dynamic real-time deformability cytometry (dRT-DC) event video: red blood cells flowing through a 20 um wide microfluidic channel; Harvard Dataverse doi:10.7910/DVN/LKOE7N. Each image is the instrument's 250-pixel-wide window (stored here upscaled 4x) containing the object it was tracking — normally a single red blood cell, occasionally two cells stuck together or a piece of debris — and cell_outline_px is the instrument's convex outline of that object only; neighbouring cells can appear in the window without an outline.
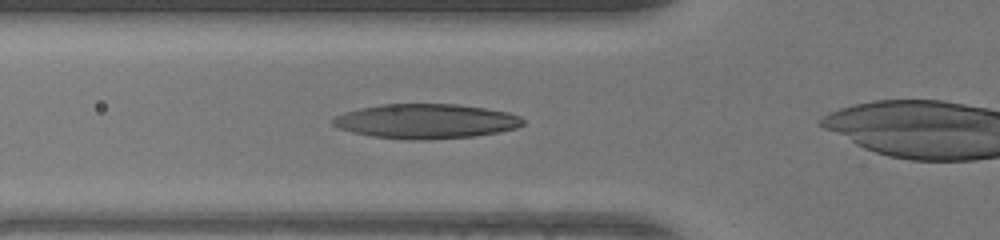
{"species": "human", "species_latin": "Homo sapiens", "temperature_condition": "warm", "stored_images_in_passage": 29, "camera_frame_rate_fps": 3000, "um_per_image_px": 0.085, "donor": {"sex": "female"}, "frame": {"image": 1, "passage_image": 2, "time_ms": 0.333, "image_size_px": [1000, 240], "cell_outline_px": [[524, 124], [516, 128], [496, 132], [472, 136], [424, 140], [408, 140], [372, 136], [352, 132], [340, 128], [332, 124], [332, 120], [336, 116], [344, 112], [360, 108], [380, 104], [460, 104], [508, 112], [520, 116], [524, 120]], "centroid_in_image_um": [36.2, 10.3], "position_along_channel_um": 89.6, "area_um2": 38.26}}
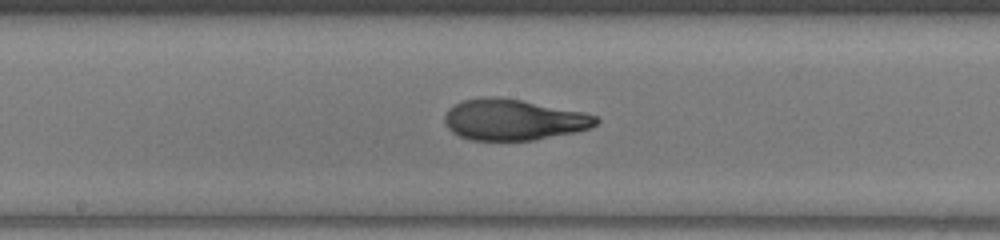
{"frame": {"image": 2, "passage_image": 10, "time_ms": 3.0, "image_size_px": [1000, 240], "cell_outline_px": [[600, 120], [592, 128], [576, 132], [536, 140], [472, 140], [460, 136], [452, 132], [444, 124], [444, 116], [448, 108], [464, 100], [484, 96], [496, 96], [520, 100], [584, 112], [596, 116]], "centroid_in_image_um": [43.64, 10.18], "position_along_channel_um": 204.6, "area_um2": 36.3}}
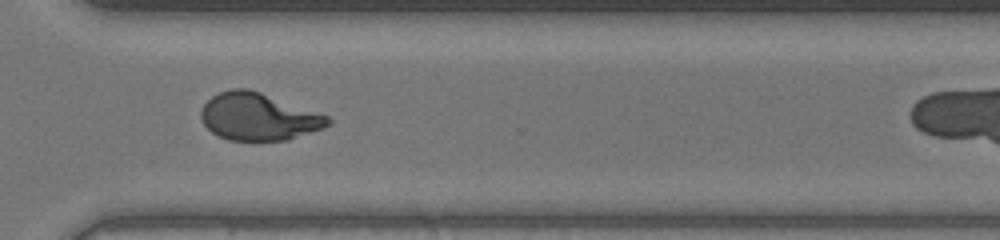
{"frame": {"image": 3, "passage_image": 20, "time_ms": 6.333, "image_size_px": [1000, 240], "cell_outline_px": [[332, 124], [324, 128], [288, 140], [228, 140], [212, 132], [200, 120], [200, 112], [204, 104], [212, 96], [220, 92], [232, 88], [248, 88], [260, 92], [328, 116], [332, 120]], "centroid_in_image_um": [21.97, 9.92], "position_along_channel_um": 348.6, "area_um2": 34.85}}